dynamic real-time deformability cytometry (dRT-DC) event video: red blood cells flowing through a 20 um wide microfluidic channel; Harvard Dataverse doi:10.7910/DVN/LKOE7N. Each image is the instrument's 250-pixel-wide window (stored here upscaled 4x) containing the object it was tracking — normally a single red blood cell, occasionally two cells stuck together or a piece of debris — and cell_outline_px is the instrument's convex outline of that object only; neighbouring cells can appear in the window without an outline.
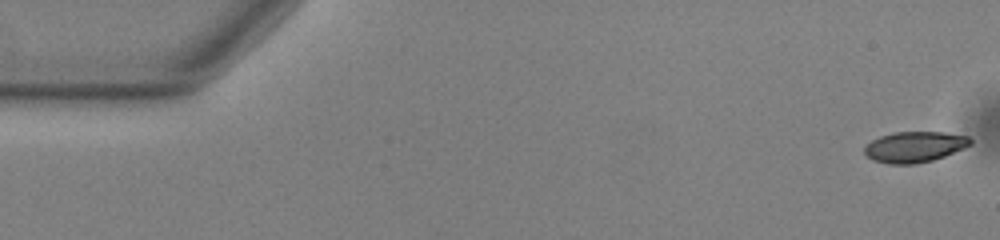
{"species": "common noctule bat (a hibernating species)", "species_latin": "Nyctalus noctula", "temperature_condition": "warm", "stored_images_in_passage": 54, "camera_frame_rate_fps": 3000, "um_per_image_px": 0.085, "animal": {"sex": "male", "body_mass_g": 13.0, "forearm_length_mm": 53.1}, "frame": {"image": 1, "passage_image": 1, "time_ms": 0.0, "image_size_px": [1000, 240], "cell_outline_px": [[972, 144], [964, 148], [944, 156], [932, 160], [916, 164], [888, 164], [872, 160], [864, 152], [864, 148], [872, 140], [880, 136], [892, 132], [944, 132], [968, 136], [972, 140]], "centroid_in_image_um": [77.74, 12.48], "position_along_channel_um": 7.3, "area_um2": 19.02}}
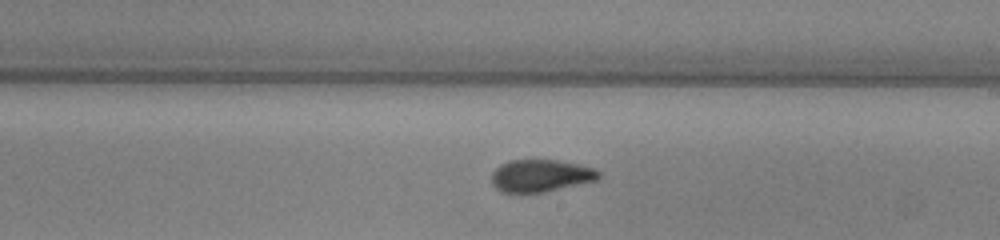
{"frame": {"image": 2, "passage_image": 31, "time_ms": 10.0, "image_size_px": [1000, 240], "cell_outline_px": [[600, 176], [596, 180], [544, 192], [500, 192], [492, 184], [492, 172], [500, 164], [508, 160], [556, 160], [596, 168], [600, 172]], "centroid_in_image_um": [45.94, 14.93], "position_along_channel_um": 243.1, "area_um2": 20.06}}
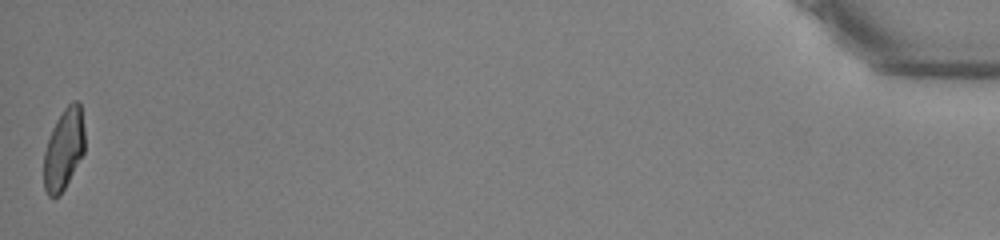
{"frame": {"image": 3, "passage_image": 54, "time_ms": 17.667, "image_size_px": [1000, 240], "cell_outline_px": [[84, 152], [60, 196], [48, 196], [44, 188], [44, 152], [52, 128], [56, 120], [64, 108], [72, 100], [76, 100], [80, 104], [84, 128]], "centroid_in_image_um": [5.42, 12.67], "position_along_channel_um": 429.8, "area_um2": 19.25}, "authors_computed_cell_mechanics": {"area_um2": 20.1722, "velocity_mm_per_s": 3.7792, "shape_relaxation_time_tau1_ms": 4.8148, "shape_relaxation_time_tau2_ms": 1.7041, "deformation_change_tau1": 0.1679, "deformation_change_tau2": 0.0747}}